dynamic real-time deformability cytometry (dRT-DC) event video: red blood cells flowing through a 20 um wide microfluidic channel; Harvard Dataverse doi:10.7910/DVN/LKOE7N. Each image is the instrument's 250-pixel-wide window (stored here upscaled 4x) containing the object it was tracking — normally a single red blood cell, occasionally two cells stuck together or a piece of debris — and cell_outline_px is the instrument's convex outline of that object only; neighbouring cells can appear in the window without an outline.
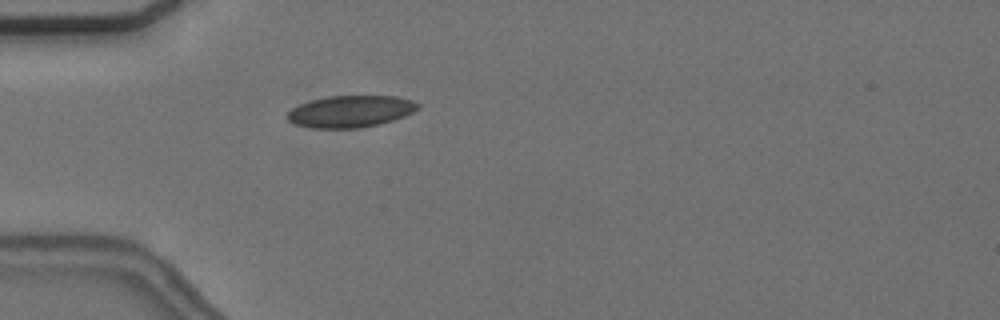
{"species": "common noctule bat (a hibernating species)", "species_latin": "Nyctalus noctula", "temperature_condition": "cold", "stored_images_in_passage": 1, "camera_frame_rate_fps": 3000, "um_per_image_px": 0.085, "animal": {"sex": "female", "body_mass_g": 24.6, "forearm_length_mm": 56.2}, "frame": {"image": 1, "passage_image": 1, "time_ms": 0.0, "image_size_px": [1000, 320], "cell_outline_px": [[420, 108], [404, 116], [380, 124], [360, 128], [312, 128], [296, 124], [288, 120], [288, 112], [292, 108], [300, 104], [312, 100], [328, 96], [396, 96], [412, 100], [420, 104]], "centroid_in_image_um": [29.82, 9.47], "position_along_channel_um": 55.2, "area_um2": 24.1}}